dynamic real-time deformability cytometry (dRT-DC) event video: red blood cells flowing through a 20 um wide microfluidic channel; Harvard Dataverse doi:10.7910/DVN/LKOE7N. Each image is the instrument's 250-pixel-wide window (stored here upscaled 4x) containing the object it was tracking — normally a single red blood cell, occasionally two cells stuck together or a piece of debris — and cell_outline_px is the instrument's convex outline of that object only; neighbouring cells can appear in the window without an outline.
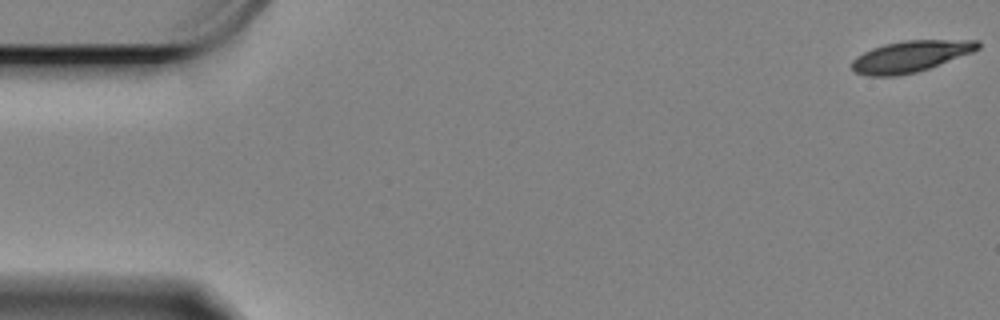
{"species": "Egyptian fruit bat (a non-hibernating species)", "species_latin": "Rousettus aegyptiacus", "temperature_condition": "cold", "stored_images_in_passage": 60, "camera_frame_rate_fps": 3000, "um_per_image_px": 0.085, "animal": {"sex": "female"}, "frame": {"image": 1, "passage_image": 1, "time_ms": 0.0, "image_size_px": [1000, 320], "cell_outline_px": [[980, 48], [972, 52], [928, 68], [916, 72], [896, 76], [868, 76], [856, 72], [852, 68], [852, 60], [856, 56], [872, 48], [884, 44], [904, 40], [980, 40]], "centroid_in_image_um": [77.38, 4.78], "position_along_channel_um": 7.6, "area_um2": 22.83}}
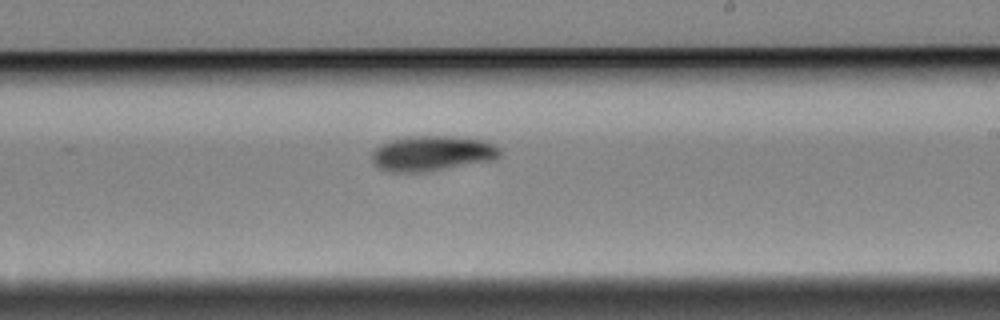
{"frame": {"image": 2, "passage_image": 35, "time_ms": 11.333, "image_size_px": [1000, 320], "cell_outline_px": [[500, 156], [496, 160], [424, 172], [388, 172], [380, 168], [372, 160], [372, 152], [380, 144], [388, 140], [408, 136], [452, 136], [484, 140], [500, 148]], "centroid_in_image_um": [36.73, 13.03], "position_along_channel_um": 252.3, "area_um2": 26.47}}
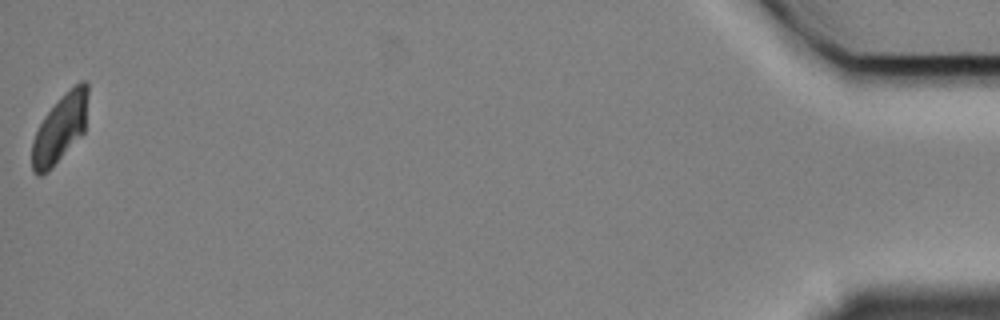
{"frame": {"image": 3, "passage_image": 60, "time_ms": 19.667, "image_size_px": [1000, 320], "cell_outline_px": [[88, 92], [84, 132], [52, 168], [48, 172], [40, 176], [36, 176], [32, 172], [32, 140], [44, 116], [60, 96], [64, 92], [80, 80], [88, 80]], "centroid_in_image_um": [5.1, 10.91], "position_along_channel_um": 430.1, "area_um2": 22.37}, "authors_computed_cell_mechanics": {"area_um2": 24.5072, "velocity_mm_per_s": 3.2995, "shape_relaxation_time_tau1_ms": 4.9587, "shape_relaxation_time_tau2_ms": 11.3755, "deformation_change_tau1": 0.1459, "deformation_change_tau2": 0.0898}}